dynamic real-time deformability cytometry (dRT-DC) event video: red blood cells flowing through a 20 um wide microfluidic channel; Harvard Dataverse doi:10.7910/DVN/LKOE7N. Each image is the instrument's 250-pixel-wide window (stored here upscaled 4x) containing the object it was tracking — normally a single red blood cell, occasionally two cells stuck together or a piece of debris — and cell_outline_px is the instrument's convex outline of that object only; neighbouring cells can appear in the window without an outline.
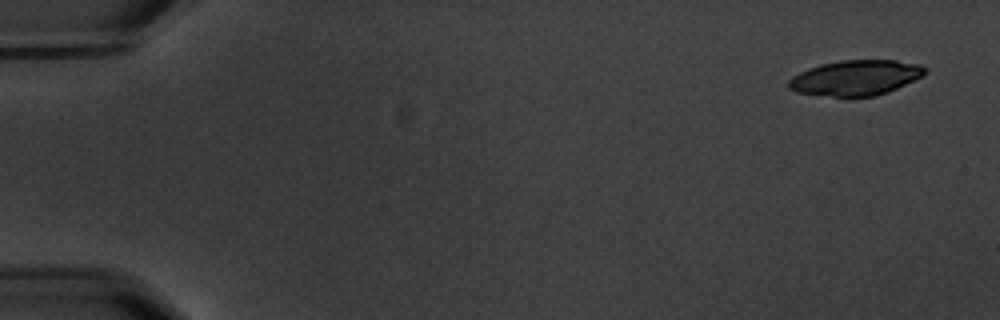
{"species": "common noctule bat (a hibernating species)", "species_latin": "Nyctalus noctula", "temperature_condition": "warm", "stored_images_in_passage": 9, "camera_frame_rate_fps": 3000, "um_per_image_px": 0.085, "animal": {"sex": "male", "body_mass_g": 20.1, "forearm_length_mm": 53.5}, "frame": {"image": 1, "passage_image": 1, "time_ms": 0.0, "image_size_px": [1000, 320], "cell_outline_px": [[928, 68], [920, 76], [888, 92], [876, 96], [852, 100], [848, 100], [796, 92], [788, 88], [788, 80], [792, 76], [808, 68], [820, 64], [840, 60], [896, 60], [920, 64]], "centroid_in_image_um": [72.66, 6.65], "position_along_channel_um": 12.3, "area_um2": 28.78}}